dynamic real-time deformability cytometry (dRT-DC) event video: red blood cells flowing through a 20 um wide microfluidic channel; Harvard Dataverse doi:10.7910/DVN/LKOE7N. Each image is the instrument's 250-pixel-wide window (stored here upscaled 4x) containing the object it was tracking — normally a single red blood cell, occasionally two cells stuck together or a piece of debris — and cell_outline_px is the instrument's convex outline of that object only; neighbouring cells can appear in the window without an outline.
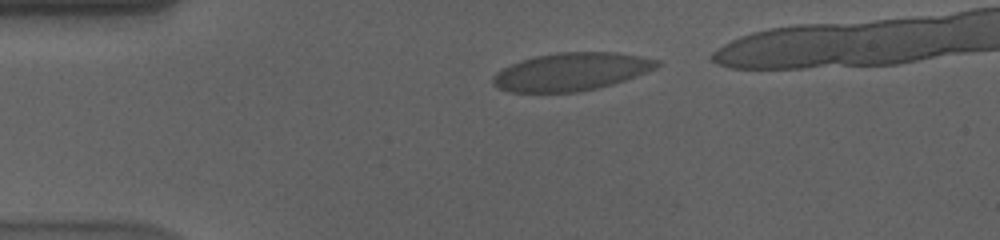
{"species": "human", "species_latin": "Homo sapiens", "temperature_condition": "cold", "stored_images_in_passage": 42, "camera_frame_rate_fps": 3000, "um_per_image_px": 0.085, "donor": {"sex": "male"}, "frame": {"image": 1, "passage_image": 4, "time_ms": 1.0, "image_size_px": [1000, 240], "cell_outline_px": [[660, 64], [656, 68], [636, 76], [600, 88], [580, 92], [508, 92], [492, 84], [492, 76], [496, 72], [520, 60], [536, 56], [556, 52], [616, 52], [640, 56], [660, 60]], "centroid_in_image_um": [48.56, 6.1], "position_along_channel_um": 36.4, "area_um2": 36.3}}
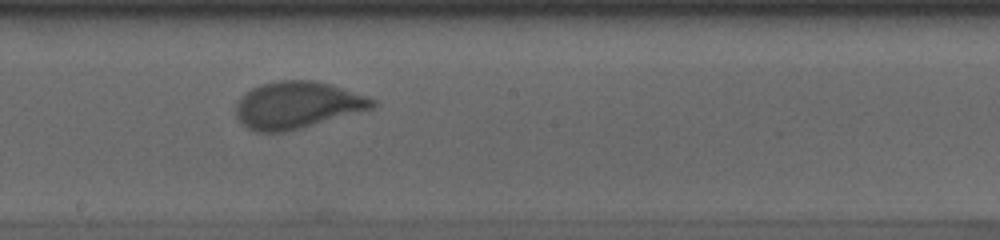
{"frame": {"image": 2, "passage_image": 23, "time_ms": 7.333, "image_size_px": [1000, 240], "cell_outline_px": [[376, 104], [372, 108], [300, 128], [284, 132], [256, 132], [248, 128], [236, 116], [236, 104], [240, 96], [244, 92], [252, 88], [264, 84], [280, 80], [312, 80], [332, 84], [368, 96], [376, 100]], "centroid_in_image_um": [25.25, 8.92], "position_along_channel_um": 223.0, "area_um2": 37.11}}
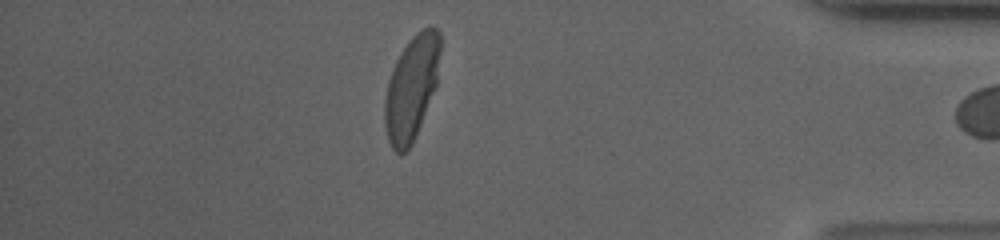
{"frame": {"image": 3, "passage_image": 41, "time_ms": 13.333, "image_size_px": [1000, 240], "cell_outline_px": [[440, 52], [436, 84], [412, 144], [400, 156], [392, 148], [388, 140], [384, 124], [384, 100], [388, 80], [392, 68], [400, 52], [412, 36], [416, 32], [424, 28], [436, 28], [440, 32]], "centroid_in_image_um": [34.95, 7.47], "position_along_channel_um": 400.3, "area_um2": 33.47}}